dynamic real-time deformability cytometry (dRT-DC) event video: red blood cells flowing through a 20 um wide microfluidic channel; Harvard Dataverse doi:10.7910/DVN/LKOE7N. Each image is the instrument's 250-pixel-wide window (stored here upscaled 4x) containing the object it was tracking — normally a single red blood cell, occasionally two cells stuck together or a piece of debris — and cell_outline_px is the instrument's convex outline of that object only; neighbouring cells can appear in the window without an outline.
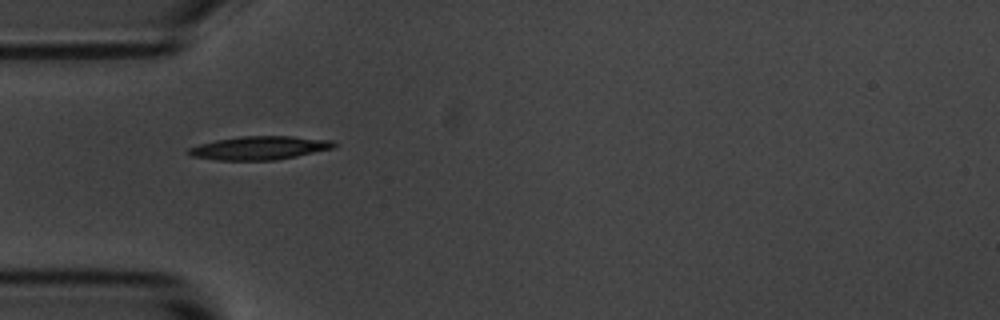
{"species": "common noctule bat (a hibernating species)", "species_latin": "Nyctalus noctula", "temperature_condition": "room temperature", "stored_images_in_passage": 1, "camera_frame_rate_fps": 3000, "um_per_image_px": 0.085, "animal": {"sex": "male", "body_mass_g": 20.1, "forearm_length_mm": 53.5}, "frame": {"image": 1, "passage_image": 1, "time_ms": 0.0, "image_size_px": [1000, 320], "cell_outline_px": [[336, 148], [276, 160], [216, 160], [192, 156], [184, 152], [188, 148], [200, 144], [216, 140], [240, 136], [292, 136], [332, 140], [336, 144]], "centroid_in_image_um": [22.06, 12.57], "position_along_channel_um": 62.9, "area_um2": 20.0}}